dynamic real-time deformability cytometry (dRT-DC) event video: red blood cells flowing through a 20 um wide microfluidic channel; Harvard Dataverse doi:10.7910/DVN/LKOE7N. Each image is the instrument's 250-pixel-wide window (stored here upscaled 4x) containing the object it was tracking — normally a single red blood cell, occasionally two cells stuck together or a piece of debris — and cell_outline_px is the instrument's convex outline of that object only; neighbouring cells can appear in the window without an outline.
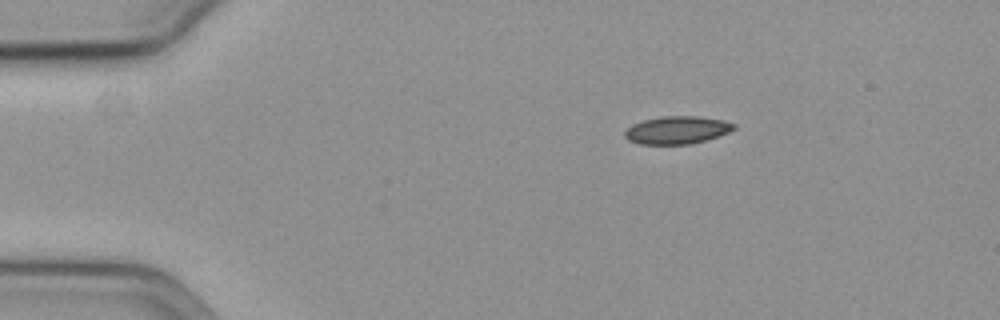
{"species": "common noctule bat (a hibernating species)", "species_latin": "Nyctalus noctula", "temperature_condition": "cold", "stored_images_in_passage": 49, "camera_frame_rate_fps": 3000, "um_per_image_px": 0.085, "animal": {"sex": "female", "body_mass_g": 19.3, "forearm_length_mm": 54.1}, "frame": {"image": 1, "passage_image": 1, "time_ms": 0.0, "image_size_px": [1000, 320], "cell_outline_px": [[736, 128], [728, 132], [692, 144], [640, 144], [628, 140], [624, 136], [624, 132], [632, 124], [644, 120], [664, 116], [700, 116], [720, 120], [736, 124]], "centroid_in_image_um": [57.52, 11.05], "position_along_channel_um": 27.5, "area_um2": 17.46}}
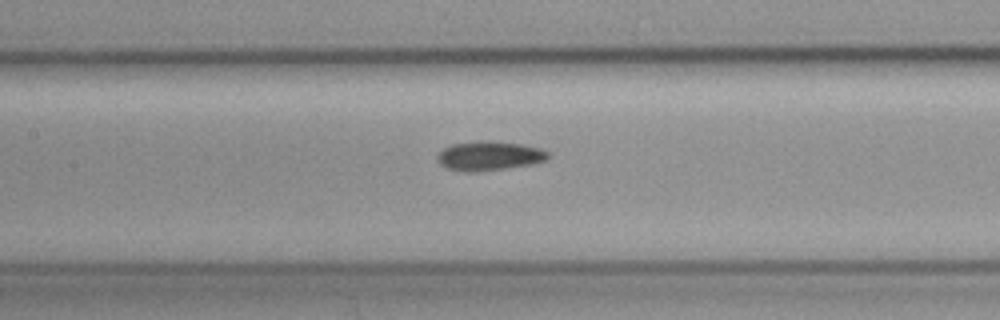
{"frame": {"image": 2, "passage_image": 18, "time_ms": 5.667, "image_size_px": [1000, 320], "cell_outline_px": [[548, 160], [532, 164], [504, 168], [472, 172], [468, 172], [448, 168], [440, 164], [436, 160], [436, 156], [444, 148], [452, 144], [484, 140], [520, 144], [540, 148], [548, 152]], "centroid_in_image_um": [41.57, 13.24], "position_along_channel_um": 165.8, "area_um2": 18.67}}
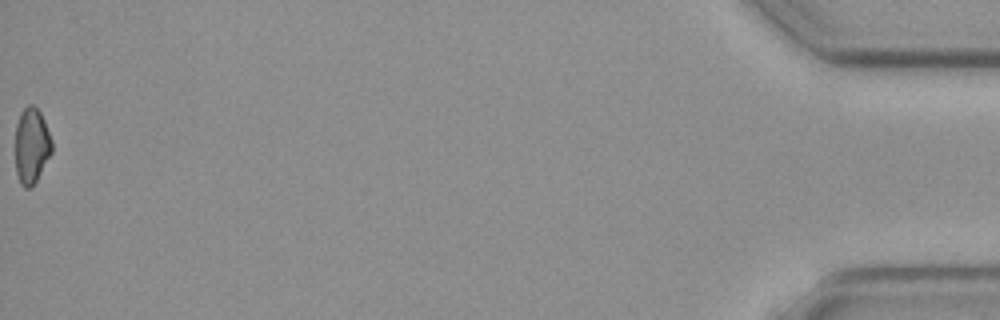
{"frame": {"image": 3, "passage_image": 49, "time_ms": 16.0, "image_size_px": [1000, 320], "cell_outline_px": [[52, 152], [36, 180], [28, 188], [24, 188], [20, 184], [16, 172], [16, 124], [20, 112], [28, 104], [32, 104], [40, 112], [44, 120], [52, 140]], "centroid_in_image_um": [2.68, 12.36], "position_along_channel_um": 432.5, "area_um2": 16.01}}